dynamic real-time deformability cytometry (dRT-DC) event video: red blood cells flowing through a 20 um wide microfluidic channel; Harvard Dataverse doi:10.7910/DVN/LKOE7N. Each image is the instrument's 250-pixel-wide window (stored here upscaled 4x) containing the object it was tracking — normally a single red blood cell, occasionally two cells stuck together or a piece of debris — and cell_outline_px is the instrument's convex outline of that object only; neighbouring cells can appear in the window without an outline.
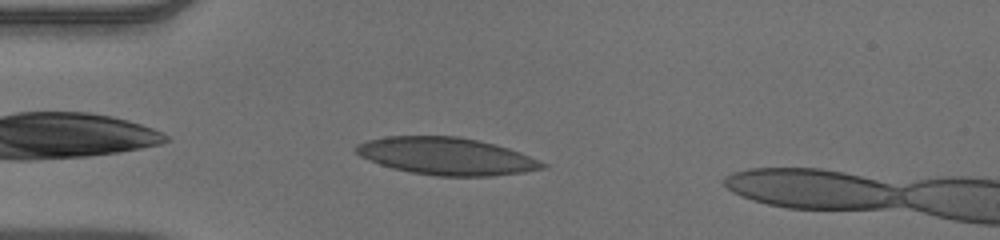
{"species": "human", "species_latin": "Homo sapiens", "temperature_condition": "warm", "stored_images_in_passage": 38, "camera_frame_rate_fps": 3000, "um_per_image_px": 0.085, "donor": {"sex": "male"}, "frame": {"image": 1, "passage_image": 2, "time_ms": 0.333, "image_size_px": [1000, 240], "cell_outline_px": [[548, 164], [544, 168], [524, 172], [492, 176], [436, 176], [408, 172], [392, 168], [368, 160], [360, 156], [352, 148], [356, 144], [368, 140], [384, 136], [456, 136], [480, 140], [496, 144], [520, 152]], "centroid_in_image_um": [37.92, 13.27], "position_along_channel_um": 47.1, "area_um2": 40.81}}
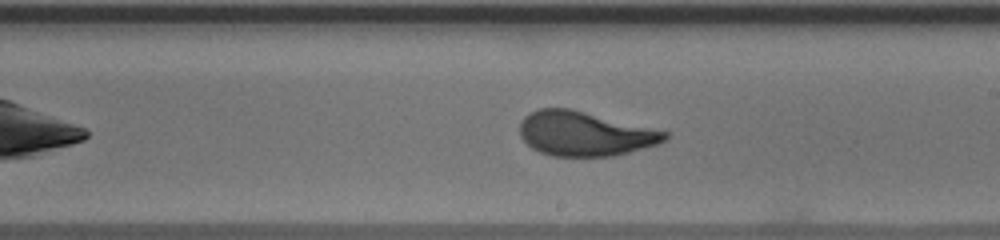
{"frame": {"image": 2, "passage_image": 18, "time_ms": 5.667, "image_size_px": [1000, 240], "cell_outline_px": [[668, 136], [660, 144], [612, 156], [552, 156], [540, 152], [532, 148], [520, 136], [520, 120], [528, 112], [540, 108], [572, 108], [668, 132]], "centroid_in_image_um": [49.67, 11.35], "position_along_channel_um": 239.3, "area_um2": 37.63}}
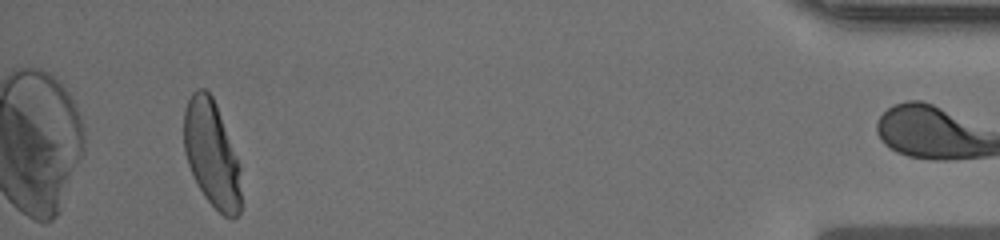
{"frame": {"image": 3, "passage_image": 37, "time_ms": 12.0, "image_size_px": [1000, 240], "cell_outline_px": [[244, 204], [240, 212], [232, 220], [224, 216], [204, 196], [188, 164], [184, 152], [184, 108], [192, 92], [196, 88], [204, 88], [212, 96], [216, 104], [236, 156], [240, 168]], "centroid_in_image_um": [18.03, 13.13], "position_along_channel_um": 417.2, "area_um2": 35.72}, "authors_computed_cell_mechanics": {"area_um2": 37.859, "velocity_mm_per_s": 3.9141, "shape_relaxation_time_tau1_ms": 4.5285, "shape_relaxation_time_tau2_ms": null, "deformation_change_tau1": 0.1925, "deformation_change_tau2": null}}